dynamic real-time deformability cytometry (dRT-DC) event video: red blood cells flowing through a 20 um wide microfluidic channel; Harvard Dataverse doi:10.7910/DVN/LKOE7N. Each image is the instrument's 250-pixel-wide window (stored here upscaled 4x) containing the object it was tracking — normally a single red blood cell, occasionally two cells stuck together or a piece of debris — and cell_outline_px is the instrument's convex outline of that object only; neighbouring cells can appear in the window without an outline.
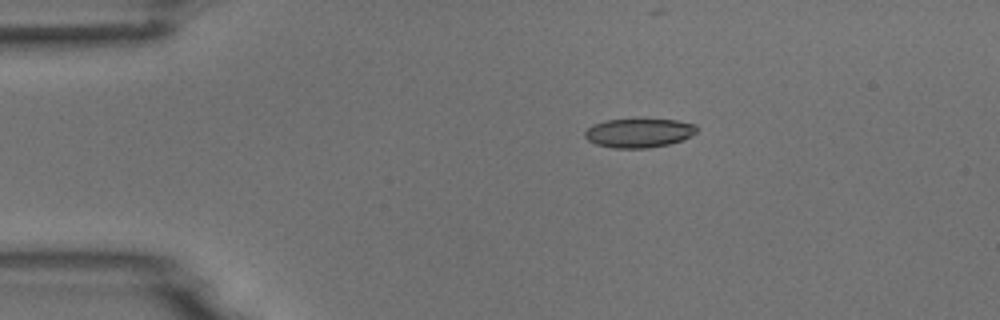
{"species": "common noctule bat (a hibernating species)", "species_latin": "Nyctalus noctula", "temperature_condition": "room temperature", "stored_images_in_passage": 7, "camera_frame_rate_fps": 3000, "um_per_image_px": 0.085, "animal": {"sex": "male", "body_mass_g": 18.8}, "frame": {"image": 1, "passage_image": 1, "time_ms": 0.0, "image_size_px": [1000, 320], "cell_outline_px": [[696, 132], [684, 140], [668, 144], [648, 148], [612, 148], [596, 144], [588, 140], [584, 136], [584, 132], [592, 124], [604, 120], [636, 116], [676, 120], [696, 124]], "centroid_in_image_um": [54.29, 11.24], "position_along_channel_um": 30.7, "area_um2": 19.88}}
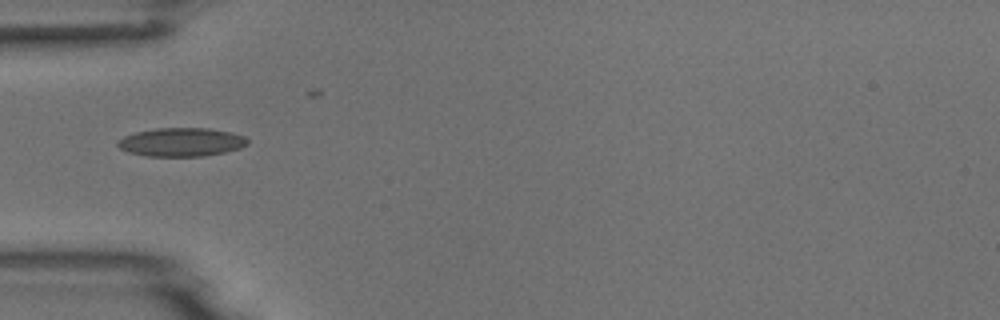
{"frame": {"image": 2, "passage_image": 3, "time_ms": 0.667, "image_size_px": [1000, 320], "cell_outline_px": [[248, 144], [240, 148], [224, 152], [204, 156], [144, 156], [128, 152], [120, 148], [116, 144], [124, 136], [136, 132], [156, 128], [208, 128], [228, 132], [244, 136], [248, 140]], "centroid_in_image_um": [15.4, 12.08], "position_along_channel_um": 69.6, "area_um2": 21.5}}